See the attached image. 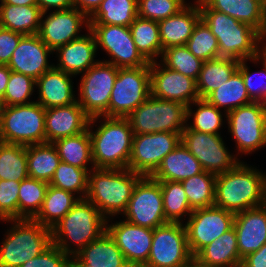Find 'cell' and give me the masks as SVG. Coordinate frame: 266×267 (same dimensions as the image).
I'll return each mask as SVG.
<instances>
[{"label":"cell","instance_id":"8","mask_svg":"<svg viewBox=\"0 0 266 267\" xmlns=\"http://www.w3.org/2000/svg\"><path fill=\"white\" fill-rule=\"evenodd\" d=\"M126 118L134 134L182 133L187 124V106L150 95Z\"/></svg>","mask_w":266,"mask_h":267},{"label":"cell","instance_id":"20","mask_svg":"<svg viewBox=\"0 0 266 267\" xmlns=\"http://www.w3.org/2000/svg\"><path fill=\"white\" fill-rule=\"evenodd\" d=\"M106 232L122 251L131 267H142L148 260L153 238V229L141 227L127 220L108 224Z\"/></svg>","mask_w":266,"mask_h":267},{"label":"cell","instance_id":"42","mask_svg":"<svg viewBox=\"0 0 266 267\" xmlns=\"http://www.w3.org/2000/svg\"><path fill=\"white\" fill-rule=\"evenodd\" d=\"M161 184L163 208L167 222L184 223L181 218L190 216L193 209L188 203L184 187L178 181H159Z\"/></svg>","mask_w":266,"mask_h":267},{"label":"cell","instance_id":"37","mask_svg":"<svg viewBox=\"0 0 266 267\" xmlns=\"http://www.w3.org/2000/svg\"><path fill=\"white\" fill-rule=\"evenodd\" d=\"M205 100L221 110L224 114L236 109L237 107L253 102L247 93L242 74L236 70L228 81L210 93Z\"/></svg>","mask_w":266,"mask_h":267},{"label":"cell","instance_id":"16","mask_svg":"<svg viewBox=\"0 0 266 267\" xmlns=\"http://www.w3.org/2000/svg\"><path fill=\"white\" fill-rule=\"evenodd\" d=\"M181 134L176 132L134 134L128 169L150 177L162 159L181 144Z\"/></svg>","mask_w":266,"mask_h":267},{"label":"cell","instance_id":"31","mask_svg":"<svg viewBox=\"0 0 266 267\" xmlns=\"http://www.w3.org/2000/svg\"><path fill=\"white\" fill-rule=\"evenodd\" d=\"M42 13L37 5L0 4V27L24 35L38 34Z\"/></svg>","mask_w":266,"mask_h":267},{"label":"cell","instance_id":"23","mask_svg":"<svg viewBox=\"0 0 266 267\" xmlns=\"http://www.w3.org/2000/svg\"><path fill=\"white\" fill-rule=\"evenodd\" d=\"M241 258L266 244V203L235 214L234 225Z\"/></svg>","mask_w":266,"mask_h":267},{"label":"cell","instance_id":"54","mask_svg":"<svg viewBox=\"0 0 266 267\" xmlns=\"http://www.w3.org/2000/svg\"><path fill=\"white\" fill-rule=\"evenodd\" d=\"M37 6L41 9V11L48 12L50 9L54 8L56 10H65L70 9L73 6L72 0H36Z\"/></svg>","mask_w":266,"mask_h":267},{"label":"cell","instance_id":"58","mask_svg":"<svg viewBox=\"0 0 266 267\" xmlns=\"http://www.w3.org/2000/svg\"><path fill=\"white\" fill-rule=\"evenodd\" d=\"M179 267H208L203 264L196 256H192L185 264Z\"/></svg>","mask_w":266,"mask_h":267},{"label":"cell","instance_id":"10","mask_svg":"<svg viewBox=\"0 0 266 267\" xmlns=\"http://www.w3.org/2000/svg\"><path fill=\"white\" fill-rule=\"evenodd\" d=\"M118 68L111 63L98 61L81 74L77 102L90 117L107 116L108 107L117 78Z\"/></svg>","mask_w":266,"mask_h":267},{"label":"cell","instance_id":"1","mask_svg":"<svg viewBox=\"0 0 266 267\" xmlns=\"http://www.w3.org/2000/svg\"><path fill=\"white\" fill-rule=\"evenodd\" d=\"M201 19L217 38L220 57L238 61L250 60L262 54L266 49V39L248 24L211 9L203 0L197 1ZM260 43L264 45L258 46Z\"/></svg>","mask_w":266,"mask_h":267},{"label":"cell","instance_id":"41","mask_svg":"<svg viewBox=\"0 0 266 267\" xmlns=\"http://www.w3.org/2000/svg\"><path fill=\"white\" fill-rule=\"evenodd\" d=\"M26 146L0 141V180L28 178Z\"/></svg>","mask_w":266,"mask_h":267},{"label":"cell","instance_id":"55","mask_svg":"<svg viewBox=\"0 0 266 267\" xmlns=\"http://www.w3.org/2000/svg\"><path fill=\"white\" fill-rule=\"evenodd\" d=\"M103 0H72L73 6L90 17Z\"/></svg>","mask_w":266,"mask_h":267},{"label":"cell","instance_id":"28","mask_svg":"<svg viewBox=\"0 0 266 267\" xmlns=\"http://www.w3.org/2000/svg\"><path fill=\"white\" fill-rule=\"evenodd\" d=\"M204 172L199 161L181 143L166 157H164L150 176L156 181L181 182L191 176Z\"/></svg>","mask_w":266,"mask_h":267},{"label":"cell","instance_id":"24","mask_svg":"<svg viewBox=\"0 0 266 267\" xmlns=\"http://www.w3.org/2000/svg\"><path fill=\"white\" fill-rule=\"evenodd\" d=\"M87 35L74 39L56 50L59 62L56 69L70 75L85 73L94 66L98 60L96 57L97 46L93 33L88 30Z\"/></svg>","mask_w":266,"mask_h":267},{"label":"cell","instance_id":"15","mask_svg":"<svg viewBox=\"0 0 266 267\" xmlns=\"http://www.w3.org/2000/svg\"><path fill=\"white\" fill-rule=\"evenodd\" d=\"M125 220L141 227L155 229L166 223L161 184L143 176L135 185L128 207L123 213Z\"/></svg>","mask_w":266,"mask_h":267},{"label":"cell","instance_id":"11","mask_svg":"<svg viewBox=\"0 0 266 267\" xmlns=\"http://www.w3.org/2000/svg\"><path fill=\"white\" fill-rule=\"evenodd\" d=\"M226 119L238 154H250L266 146V113L261 102L237 107L226 114Z\"/></svg>","mask_w":266,"mask_h":267},{"label":"cell","instance_id":"51","mask_svg":"<svg viewBox=\"0 0 266 267\" xmlns=\"http://www.w3.org/2000/svg\"><path fill=\"white\" fill-rule=\"evenodd\" d=\"M71 260L68 254L52 243L40 255L28 260L20 267H67Z\"/></svg>","mask_w":266,"mask_h":267},{"label":"cell","instance_id":"30","mask_svg":"<svg viewBox=\"0 0 266 267\" xmlns=\"http://www.w3.org/2000/svg\"><path fill=\"white\" fill-rule=\"evenodd\" d=\"M198 0H196L197 2ZM211 9L225 13L239 22L248 24L266 39V21L261 0H203Z\"/></svg>","mask_w":266,"mask_h":267},{"label":"cell","instance_id":"38","mask_svg":"<svg viewBox=\"0 0 266 267\" xmlns=\"http://www.w3.org/2000/svg\"><path fill=\"white\" fill-rule=\"evenodd\" d=\"M138 0H103L89 17V24L129 27L138 16Z\"/></svg>","mask_w":266,"mask_h":267},{"label":"cell","instance_id":"29","mask_svg":"<svg viewBox=\"0 0 266 267\" xmlns=\"http://www.w3.org/2000/svg\"><path fill=\"white\" fill-rule=\"evenodd\" d=\"M196 257L208 267H240L242 258L234 227L205 246Z\"/></svg>","mask_w":266,"mask_h":267},{"label":"cell","instance_id":"57","mask_svg":"<svg viewBox=\"0 0 266 267\" xmlns=\"http://www.w3.org/2000/svg\"><path fill=\"white\" fill-rule=\"evenodd\" d=\"M1 4H12L18 6H30V5H37L36 0H0Z\"/></svg>","mask_w":266,"mask_h":267},{"label":"cell","instance_id":"12","mask_svg":"<svg viewBox=\"0 0 266 267\" xmlns=\"http://www.w3.org/2000/svg\"><path fill=\"white\" fill-rule=\"evenodd\" d=\"M96 46L102 48L109 55L111 63L117 68H138L150 66L138 52L133 41L130 27L109 24H90Z\"/></svg>","mask_w":266,"mask_h":267},{"label":"cell","instance_id":"22","mask_svg":"<svg viewBox=\"0 0 266 267\" xmlns=\"http://www.w3.org/2000/svg\"><path fill=\"white\" fill-rule=\"evenodd\" d=\"M90 117L76 101L70 105L47 108L45 113L46 143L82 133L88 129Z\"/></svg>","mask_w":266,"mask_h":267},{"label":"cell","instance_id":"53","mask_svg":"<svg viewBox=\"0 0 266 267\" xmlns=\"http://www.w3.org/2000/svg\"><path fill=\"white\" fill-rule=\"evenodd\" d=\"M240 267H266V244L242 258Z\"/></svg>","mask_w":266,"mask_h":267},{"label":"cell","instance_id":"61","mask_svg":"<svg viewBox=\"0 0 266 267\" xmlns=\"http://www.w3.org/2000/svg\"><path fill=\"white\" fill-rule=\"evenodd\" d=\"M3 103H2V97H0V117H1V114H2V110H3Z\"/></svg>","mask_w":266,"mask_h":267},{"label":"cell","instance_id":"2","mask_svg":"<svg viewBox=\"0 0 266 267\" xmlns=\"http://www.w3.org/2000/svg\"><path fill=\"white\" fill-rule=\"evenodd\" d=\"M266 203V173L240 161L216 175L214 206L234 214Z\"/></svg>","mask_w":266,"mask_h":267},{"label":"cell","instance_id":"45","mask_svg":"<svg viewBox=\"0 0 266 267\" xmlns=\"http://www.w3.org/2000/svg\"><path fill=\"white\" fill-rule=\"evenodd\" d=\"M161 57L160 63L164 66L176 70L195 81L198 79L204 62L196 58L185 45L169 47L163 50Z\"/></svg>","mask_w":266,"mask_h":267},{"label":"cell","instance_id":"33","mask_svg":"<svg viewBox=\"0 0 266 267\" xmlns=\"http://www.w3.org/2000/svg\"><path fill=\"white\" fill-rule=\"evenodd\" d=\"M75 196L69 191L49 185L41 210L34 220L51 229L79 201L80 198Z\"/></svg>","mask_w":266,"mask_h":267},{"label":"cell","instance_id":"14","mask_svg":"<svg viewBox=\"0 0 266 267\" xmlns=\"http://www.w3.org/2000/svg\"><path fill=\"white\" fill-rule=\"evenodd\" d=\"M181 143L199 161L204 171L214 175L231 170L240 162L227 150L220 135L194 131L186 126L181 134Z\"/></svg>","mask_w":266,"mask_h":267},{"label":"cell","instance_id":"59","mask_svg":"<svg viewBox=\"0 0 266 267\" xmlns=\"http://www.w3.org/2000/svg\"><path fill=\"white\" fill-rule=\"evenodd\" d=\"M261 9H262L263 17L266 21V0H261Z\"/></svg>","mask_w":266,"mask_h":267},{"label":"cell","instance_id":"44","mask_svg":"<svg viewBox=\"0 0 266 267\" xmlns=\"http://www.w3.org/2000/svg\"><path fill=\"white\" fill-rule=\"evenodd\" d=\"M91 170L81 169L61 161L49 185L79 194L78 197L84 199L88 192V174Z\"/></svg>","mask_w":266,"mask_h":267},{"label":"cell","instance_id":"26","mask_svg":"<svg viewBox=\"0 0 266 267\" xmlns=\"http://www.w3.org/2000/svg\"><path fill=\"white\" fill-rule=\"evenodd\" d=\"M201 19L198 2L188 3L178 13L158 22L162 49L184 46Z\"/></svg>","mask_w":266,"mask_h":267},{"label":"cell","instance_id":"43","mask_svg":"<svg viewBox=\"0 0 266 267\" xmlns=\"http://www.w3.org/2000/svg\"><path fill=\"white\" fill-rule=\"evenodd\" d=\"M192 104L197 105L196 111L192 110ZM216 106L209 104L205 99H199L187 107V122L192 117L193 122L186 126L194 131L208 134L221 135L218 131L223 125V114Z\"/></svg>","mask_w":266,"mask_h":267},{"label":"cell","instance_id":"19","mask_svg":"<svg viewBox=\"0 0 266 267\" xmlns=\"http://www.w3.org/2000/svg\"><path fill=\"white\" fill-rule=\"evenodd\" d=\"M150 84L151 96L162 100L177 101L188 107L200 99L194 79L157 61L150 63Z\"/></svg>","mask_w":266,"mask_h":267},{"label":"cell","instance_id":"56","mask_svg":"<svg viewBox=\"0 0 266 267\" xmlns=\"http://www.w3.org/2000/svg\"><path fill=\"white\" fill-rule=\"evenodd\" d=\"M10 73L11 70L7 65H0V97H3L6 92Z\"/></svg>","mask_w":266,"mask_h":267},{"label":"cell","instance_id":"4","mask_svg":"<svg viewBox=\"0 0 266 267\" xmlns=\"http://www.w3.org/2000/svg\"><path fill=\"white\" fill-rule=\"evenodd\" d=\"M106 221L107 219L94 204L86 198L79 199L51 228L52 243L73 258L90 242L106 232ZM73 243V246H77L74 249L71 248Z\"/></svg>","mask_w":266,"mask_h":267},{"label":"cell","instance_id":"27","mask_svg":"<svg viewBox=\"0 0 266 267\" xmlns=\"http://www.w3.org/2000/svg\"><path fill=\"white\" fill-rule=\"evenodd\" d=\"M72 259L80 267H131L107 232L90 242Z\"/></svg>","mask_w":266,"mask_h":267},{"label":"cell","instance_id":"50","mask_svg":"<svg viewBox=\"0 0 266 267\" xmlns=\"http://www.w3.org/2000/svg\"><path fill=\"white\" fill-rule=\"evenodd\" d=\"M20 181L0 180V220L18 219Z\"/></svg>","mask_w":266,"mask_h":267},{"label":"cell","instance_id":"47","mask_svg":"<svg viewBox=\"0 0 266 267\" xmlns=\"http://www.w3.org/2000/svg\"><path fill=\"white\" fill-rule=\"evenodd\" d=\"M36 87L32 77L11 71L6 92L2 97L3 106L30 104V97Z\"/></svg>","mask_w":266,"mask_h":267},{"label":"cell","instance_id":"34","mask_svg":"<svg viewBox=\"0 0 266 267\" xmlns=\"http://www.w3.org/2000/svg\"><path fill=\"white\" fill-rule=\"evenodd\" d=\"M28 175L50 183L61 159L53 143L26 146Z\"/></svg>","mask_w":266,"mask_h":267},{"label":"cell","instance_id":"52","mask_svg":"<svg viewBox=\"0 0 266 267\" xmlns=\"http://www.w3.org/2000/svg\"><path fill=\"white\" fill-rule=\"evenodd\" d=\"M24 34L0 27V65H8Z\"/></svg>","mask_w":266,"mask_h":267},{"label":"cell","instance_id":"60","mask_svg":"<svg viewBox=\"0 0 266 267\" xmlns=\"http://www.w3.org/2000/svg\"><path fill=\"white\" fill-rule=\"evenodd\" d=\"M67 267H80V266L72 259Z\"/></svg>","mask_w":266,"mask_h":267},{"label":"cell","instance_id":"49","mask_svg":"<svg viewBox=\"0 0 266 267\" xmlns=\"http://www.w3.org/2000/svg\"><path fill=\"white\" fill-rule=\"evenodd\" d=\"M186 5L185 0H138V17L159 22L175 15Z\"/></svg>","mask_w":266,"mask_h":267},{"label":"cell","instance_id":"6","mask_svg":"<svg viewBox=\"0 0 266 267\" xmlns=\"http://www.w3.org/2000/svg\"><path fill=\"white\" fill-rule=\"evenodd\" d=\"M4 221L13 225L0 245V267H20L52 244L51 229L34 219Z\"/></svg>","mask_w":266,"mask_h":267},{"label":"cell","instance_id":"7","mask_svg":"<svg viewBox=\"0 0 266 267\" xmlns=\"http://www.w3.org/2000/svg\"><path fill=\"white\" fill-rule=\"evenodd\" d=\"M45 113L38 102L4 106L0 117V141L29 146L46 143Z\"/></svg>","mask_w":266,"mask_h":267},{"label":"cell","instance_id":"36","mask_svg":"<svg viewBox=\"0 0 266 267\" xmlns=\"http://www.w3.org/2000/svg\"><path fill=\"white\" fill-rule=\"evenodd\" d=\"M129 27L138 52L148 63L156 62L163 53L158 22L137 16Z\"/></svg>","mask_w":266,"mask_h":267},{"label":"cell","instance_id":"35","mask_svg":"<svg viewBox=\"0 0 266 267\" xmlns=\"http://www.w3.org/2000/svg\"><path fill=\"white\" fill-rule=\"evenodd\" d=\"M53 145L56 147L62 162L81 169H89L88 164L91 163L92 166L90 167L94 169L89 129L82 133L59 139L53 142Z\"/></svg>","mask_w":266,"mask_h":267},{"label":"cell","instance_id":"32","mask_svg":"<svg viewBox=\"0 0 266 267\" xmlns=\"http://www.w3.org/2000/svg\"><path fill=\"white\" fill-rule=\"evenodd\" d=\"M240 61L232 58H217L203 62L196 80V88L200 99H205L219 88L238 69Z\"/></svg>","mask_w":266,"mask_h":267},{"label":"cell","instance_id":"46","mask_svg":"<svg viewBox=\"0 0 266 267\" xmlns=\"http://www.w3.org/2000/svg\"><path fill=\"white\" fill-rule=\"evenodd\" d=\"M185 46L196 58L204 62L220 58L217 38L202 19L195 25Z\"/></svg>","mask_w":266,"mask_h":267},{"label":"cell","instance_id":"62","mask_svg":"<svg viewBox=\"0 0 266 267\" xmlns=\"http://www.w3.org/2000/svg\"><path fill=\"white\" fill-rule=\"evenodd\" d=\"M261 103H262L263 109H264V111L266 113V97Z\"/></svg>","mask_w":266,"mask_h":267},{"label":"cell","instance_id":"9","mask_svg":"<svg viewBox=\"0 0 266 267\" xmlns=\"http://www.w3.org/2000/svg\"><path fill=\"white\" fill-rule=\"evenodd\" d=\"M151 95L150 66L118 68L108 117H127Z\"/></svg>","mask_w":266,"mask_h":267},{"label":"cell","instance_id":"48","mask_svg":"<svg viewBox=\"0 0 266 267\" xmlns=\"http://www.w3.org/2000/svg\"><path fill=\"white\" fill-rule=\"evenodd\" d=\"M247 61L248 59L240 61L237 70L242 74L249 98L253 102H262L266 97V49L259 56L250 59L254 63L263 62V70L255 72L256 74H251L250 68L246 63ZM256 75L259 76L258 79H256Z\"/></svg>","mask_w":266,"mask_h":267},{"label":"cell","instance_id":"25","mask_svg":"<svg viewBox=\"0 0 266 267\" xmlns=\"http://www.w3.org/2000/svg\"><path fill=\"white\" fill-rule=\"evenodd\" d=\"M72 76L53 67L36 80L38 102L44 109L70 105L77 101Z\"/></svg>","mask_w":266,"mask_h":267},{"label":"cell","instance_id":"17","mask_svg":"<svg viewBox=\"0 0 266 267\" xmlns=\"http://www.w3.org/2000/svg\"><path fill=\"white\" fill-rule=\"evenodd\" d=\"M234 219V213L216 206L194 209L184 224L192 256L230 230Z\"/></svg>","mask_w":266,"mask_h":267},{"label":"cell","instance_id":"21","mask_svg":"<svg viewBox=\"0 0 266 267\" xmlns=\"http://www.w3.org/2000/svg\"><path fill=\"white\" fill-rule=\"evenodd\" d=\"M53 51L40 39L38 34L24 35L12 53L8 63L11 71L37 80L55 64H49L48 56Z\"/></svg>","mask_w":266,"mask_h":267},{"label":"cell","instance_id":"40","mask_svg":"<svg viewBox=\"0 0 266 267\" xmlns=\"http://www.w3.org/2000/svg\"><path fill=\"white\" fill-rule=\"evenodd\" d=\"M49 183L26 178L20 181L18 194V219H34L43 205Z\"/></svg>","mask_w":266,"mask_h":267},{"label":"cell","instance_id":"5","mask_svg":"<svg viewBox=\"0 0 266 267\" xmlns=\"http://www.w3.org/2000/svg\"><path fill=\"white\" fill-rule=\"evenodd\" d=\"M142 177L128 168H94L88 174L86 199L110 220V216L126 211L134 187Z\"/></svg>","mask_w":266,"mask_h":267},{"label":"cell","instance_id":"3","mask_svg":"<svg viewBox=\"0 0 266 267\" xmlns=\"http://www.w3.org/2000/svg\"><path fill=\"white\" fill-rule=\"evenodd\" d=\"M99 118L103 123L92 131ZM94 168L127 169L132 152L134 133L126 117L97 116L88 124Z\"/></svg>","mask_w":266,"mask_h":267},{"label":"cell","instance_id":"13","mask_svg":"<svg viewBox=\"0 0 266 267\" xmlns=\"http://www.w3.org/2000/svg\"><path fill=\"white\" fill-rule=\"evenodd\" d=\"M191 257L185 225L168 222L153 229L150 255L142 267H179Z\"/></svg>","mask_w":266,"mask_h":267},{"label":"cell","instance_id":"18","mask_svg":"<svg viewBox=\"0 0 266 267\" xmlns=\"http://www.w3.org/2000/svg\"><path fill=\"white\" fill-rule=\"evenodd\" d=\"M46 14L42 13L38 36L53 52L81 37L82 34H78L82 26L85 25L86 30H89V17L75 7Z\"/></svg>","mask_w":266,"mask_h":267},{"label":"cell","instance_id":"39","mask_svg":"<svg viewBox=\"0 0 266 267\" xmlns=\"http://www.w3.org/2000/svg\"><path fill=\"white\" fill-rule=\"evenodd\" d=\"M181 183L193 210L214 206L216 175L204 171L182 180Z\"/></svg>","mask_w":266,"mask_h":267}]
</instances>
